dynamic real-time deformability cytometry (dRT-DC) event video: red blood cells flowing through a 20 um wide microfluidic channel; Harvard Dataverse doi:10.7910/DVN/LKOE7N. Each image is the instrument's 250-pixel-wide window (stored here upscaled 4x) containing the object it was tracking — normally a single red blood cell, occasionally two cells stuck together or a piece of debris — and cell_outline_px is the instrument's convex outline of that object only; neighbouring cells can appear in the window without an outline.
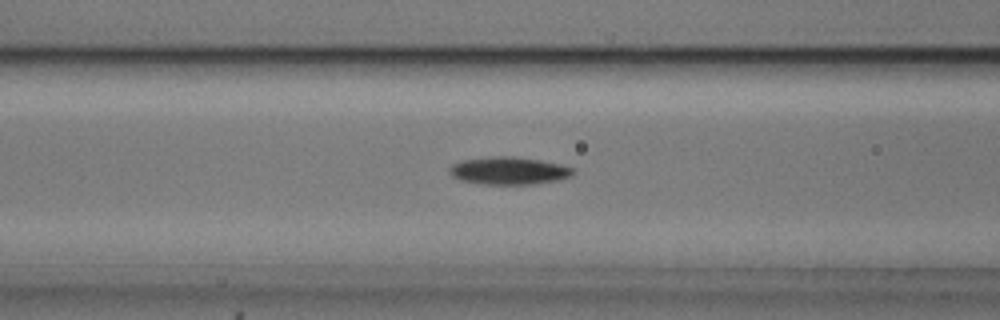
{"species": "common noctule bat (a hibernating species)", "species_latin": "Nyctalus noctula", "temperature_condition": "cold", "stored_images_in_passage": 26, "camera_frame_rate_fps": 3000, "um_per_image_px": 0.085, "animal": {"sex": "male", "body_mass_g": 20.5, "forearm_length_mm": 52.5}, "frame": {"image": 1, "passage_image": 5, "time_ms": 1.333, "image_size_px": [1000, 320], "cell_outline_px": [[576, 172], [572, 176], [560, 180], [536, 184], [480, 184], [460, 180], [452, 176], [448, 172], [448, 168], [452, 164], [460, 160], [492, 156], [512, 156], [540, 160], [560, 164], [572, 168]], "centroid_in_image_um": [43.24, 14.51], "position_along_channel_um": 123.4, "area_um2": 20.17}}
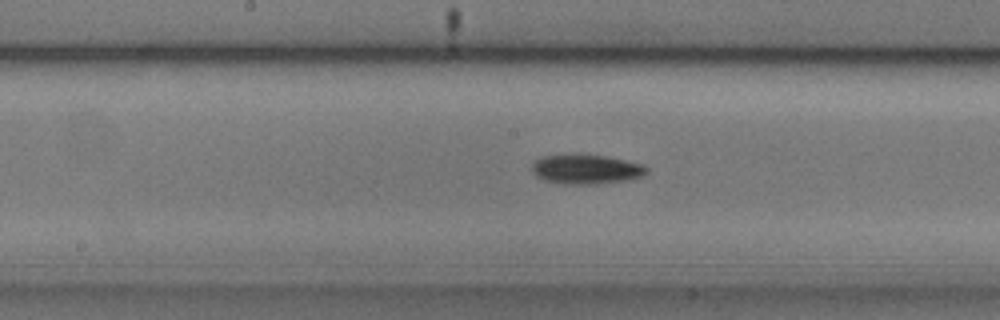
{"frame": {"image": 2, "passage_image": 11, "time_ms": 3.333, "image_size_px": [1000, 320], "cell_outline_px": [[648, 172], [644, 176], [628, 180], [596, 184], [564, 184], [544, 180], [536, 176], [532, 172], [532, 164], [540, 156], [608, 156], [644, 164], [648, 168]], "centroid_in_image_um": [49.87, 14.41], "position_along_channel_um": 198.3, "area_um2": 19.54}}
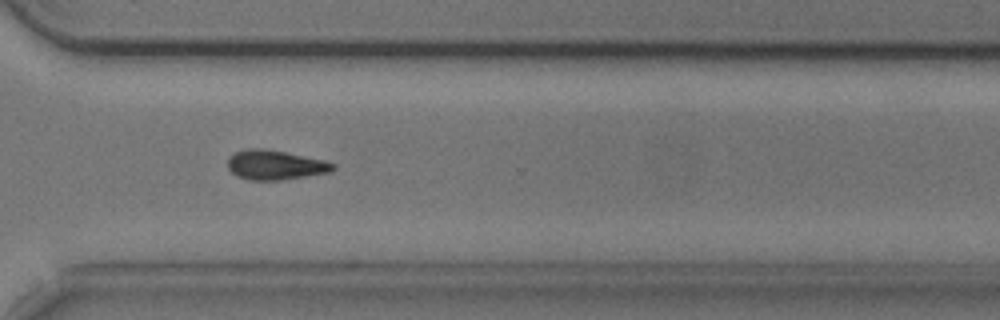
{"frame": {"image": 3, "passage_image": 23, "time_ms": 7.333, "image_size_px": [1000, 320], "cell_outline_px": [[336, 168], [332, 172], [280, 180], [248, 180], [236, 176], [228, 168], [228, 156], [244, 148], [264, 148], [324, 160], [336, 164]], "centroid_in_image_um": [23.38, 14.02], "position_along_channel_um": 347.2, "area_um2": 18.26}}